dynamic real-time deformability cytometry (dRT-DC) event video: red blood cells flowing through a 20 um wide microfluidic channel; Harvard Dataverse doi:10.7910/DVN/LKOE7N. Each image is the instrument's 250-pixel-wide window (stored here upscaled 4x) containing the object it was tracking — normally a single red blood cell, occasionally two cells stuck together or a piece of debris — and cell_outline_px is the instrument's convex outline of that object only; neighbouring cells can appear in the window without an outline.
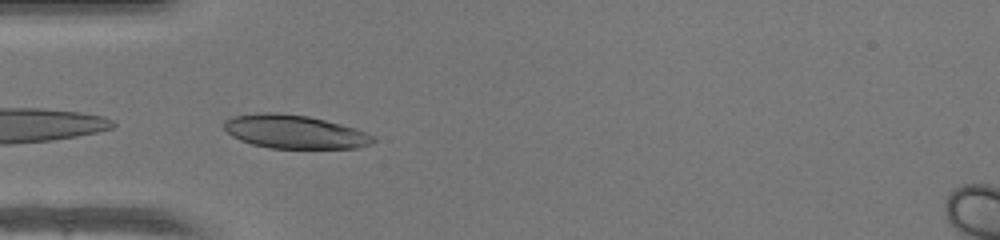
{"species": "human", "species_latin": "Homo sapiens", "temperature_condition": "warm", "stored_images_in_passage": 19, "camera_frame_rate_fps": 3000, "um_per_image_px": 0.085, "donor": {"sex": "female"}, "frame": {"image": 1, "passage_image": 1, "time_ms": 0.0, "image_size_px": [1000, 240], "cell_outline_px": [[376, 140], [372, 144], [356, 148], [268, 148], [252, 144], [240, 140], [232, 136], [224, 128], [224, 120], [232, 116], [256, 112], [276, 112], [308, 116], [356, 128], [376, 136]], "centroid_in_image_um": [25.04, 11.19], "position_along_channel_um": 60.0, "area_um2": 29.36}}
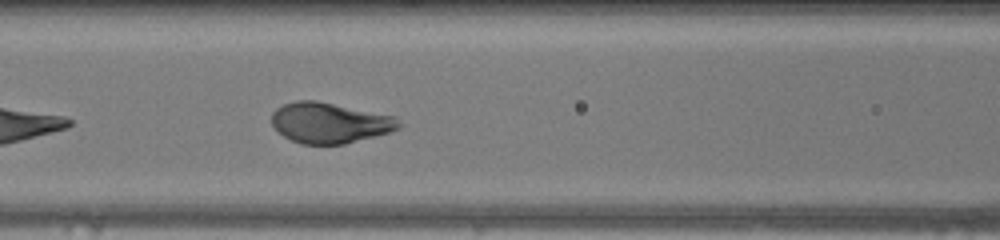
{"frame": {"image": 2, "passage_image": 7, "time_ms": 2.0, "image_size_px": [1000, 240], "cell_outline_px": [[400, 128], [388, 132], [344, 144], [300, 144], [284, 136], [272, 124], [272, 112], [276, 108], [284, 104], [296, 100], [316, 100], [396, 116], [400, 124]], "centroid_in_image_um": [28.01, 10.43], "position_along_channel_um": 138.6, "area_um2": 29.88}}
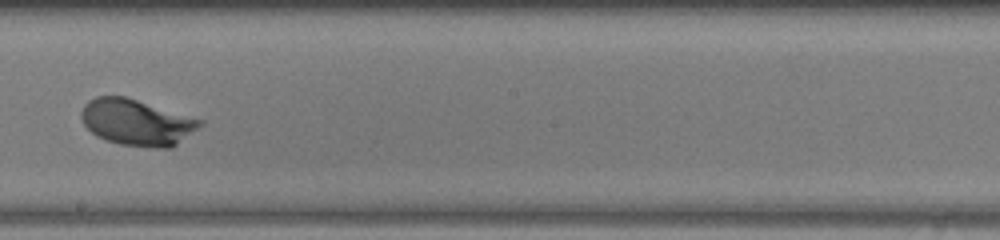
{"frame": {"image": 3, "passage_image": 14, "time_ms": 4.333, "image_size_px": [1000, 240], "cell_outline_px": [[204, 124], [172, 148], [152, 148], [120, 144], [96, 136], [84, 124], [80, 116], [80, 112], [84, 104], [88, 100], [96, 96], [124, 96], [204, 120]], "centroid_in_image_um": [11.63, 10.4], "position_along_channel_um": 236.6, "area_um2": 32.02}}